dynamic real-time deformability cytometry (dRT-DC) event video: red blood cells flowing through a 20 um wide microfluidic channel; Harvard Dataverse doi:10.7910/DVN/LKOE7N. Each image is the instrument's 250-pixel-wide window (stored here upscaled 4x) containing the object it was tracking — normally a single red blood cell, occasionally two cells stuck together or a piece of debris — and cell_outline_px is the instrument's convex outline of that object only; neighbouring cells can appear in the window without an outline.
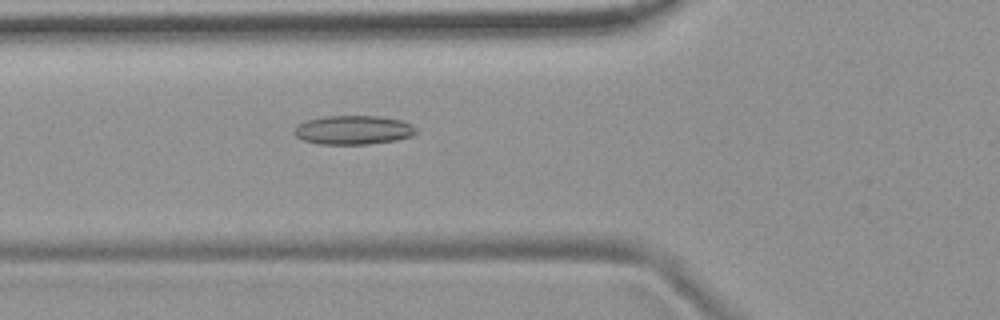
{"species": "common noctule bat (a hibernating species)", "species_latin": "Nyctalus noctula", "temperature_condition": "room temperature", "stored_images_in_passage": 54, "camera_frame_rate_fps": 3000, "um_per_image_px": 0.085, "animal": {"sex": "female", "body_mass_g": 19.9}, "frame": {"image": 1, "passage_image": 20, "time_ms": 6.333, "image_size_px": [1000, 320], "cell_outline_px": [[416, 132], [412, 136], [396, 140], [368, 144], [320, 144], [304, 140], [296, 136], [292, 132], [300, 124], [308, 120], [324, 116], [376, 116], [400, 120], [412, 124], [416, 128]], "centroid_in_image_um": [30.05, 11.05], "position_along_channel_um": 95.8, "area_um2": 20.4}}
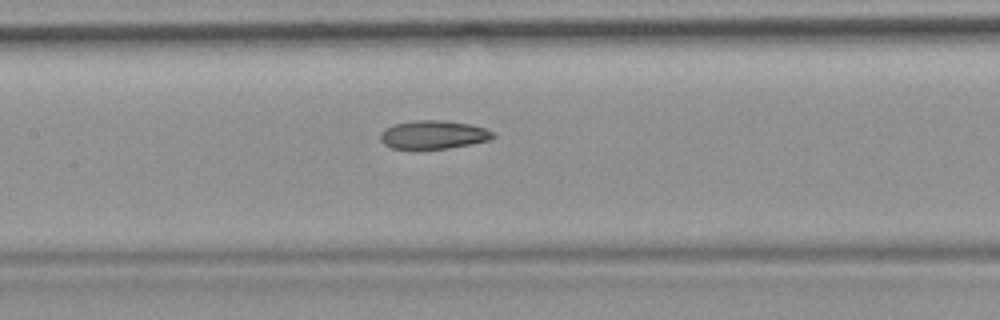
{"frame": {"image": 2, "passage_image": 26, "time_ms": 8.333, "image_size_px": [1000, 320], "cell_outline_px": [[496, 136], [488, 140], [448, 148], [392, 148], [384, 144], [380, 140], [380, 132], [384, 128], [396, 124], [416, 120], [444, 120], [468, 124], [488, 128]], "centroid_in_image_um": [36.83, 11.43], "position_along_channel_um": 170.6, "area_um2": 18.44}}
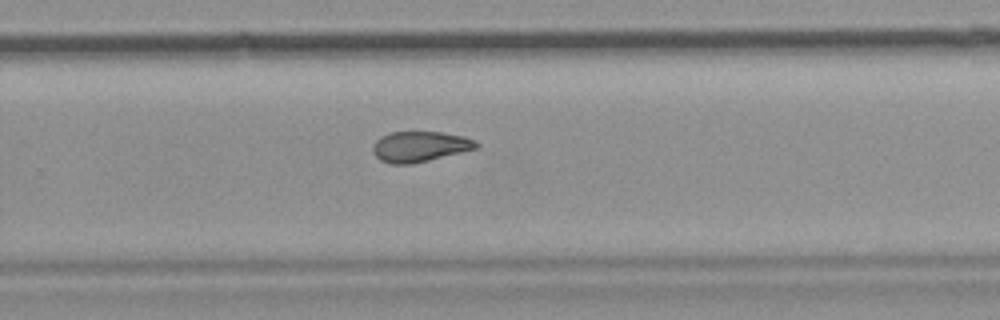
{"frame": {"image": 3, "passage_image": 36, "time_ms": 11.667, "image_size_px": [1000, 320], "cell_outline_px": [[480, 148], [428, 160], [408, 164], [388, 164], [380, 160], [372, 152], [372, 148], [376, 140], [380, 136], [388, 132], [440, 132], [464, 136], [476, 140], [480, 144]], "centroid_in_image_um": [35.7, 12.45], "position_along_channel_um": 294.1, "area_um2": 18.55}, "authors_computed_cell_mechanics": {"area_um2": 19.5942, "velocity_mm_per_s": 3.7249, "shape_relaxation_time_tau1_ms": null, "shape_relaxation_time_tau2_ms": 2.7268, "deformation_change_tau1": null, "deformation_change_tau2": 0.0851}}